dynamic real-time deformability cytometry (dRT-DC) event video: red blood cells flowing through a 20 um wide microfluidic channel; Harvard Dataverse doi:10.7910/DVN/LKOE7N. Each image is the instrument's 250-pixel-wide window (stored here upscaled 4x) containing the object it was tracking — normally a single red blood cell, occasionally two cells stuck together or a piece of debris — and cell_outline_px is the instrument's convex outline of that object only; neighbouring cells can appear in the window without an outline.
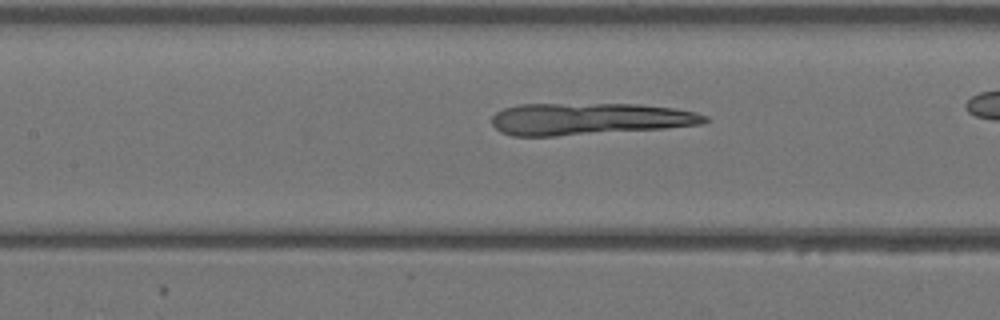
{"species": "Egyptian fruit bat (a non-hibernating species)", "species_latin": "Rousettus aegyptiacus", "temperature_condition": "warm", "stored_images_in_passage": 37, "camera_frame_rate_fps": 3000, "um_per_image_px": 0.085, "animal": {"sex": "female"}, "frame": {"image": 1, "passage_image": 20, "time_ms": 6.333, "image_size_px": [1000, 320], "cell_outline_px": [[708, 120], [700, 124], [664, 128], [556, 136], [512, 136], [500, 132], [492, 124], [492, 116], [496, 112], [504, 108], [520, 104], [640, 104], [672, 108], [696, 112], [708, 116]], "centroid_in_image_um": [50.05, 10.1], "position_along_channel_um": 157.4, "area_um2": 39.54}}